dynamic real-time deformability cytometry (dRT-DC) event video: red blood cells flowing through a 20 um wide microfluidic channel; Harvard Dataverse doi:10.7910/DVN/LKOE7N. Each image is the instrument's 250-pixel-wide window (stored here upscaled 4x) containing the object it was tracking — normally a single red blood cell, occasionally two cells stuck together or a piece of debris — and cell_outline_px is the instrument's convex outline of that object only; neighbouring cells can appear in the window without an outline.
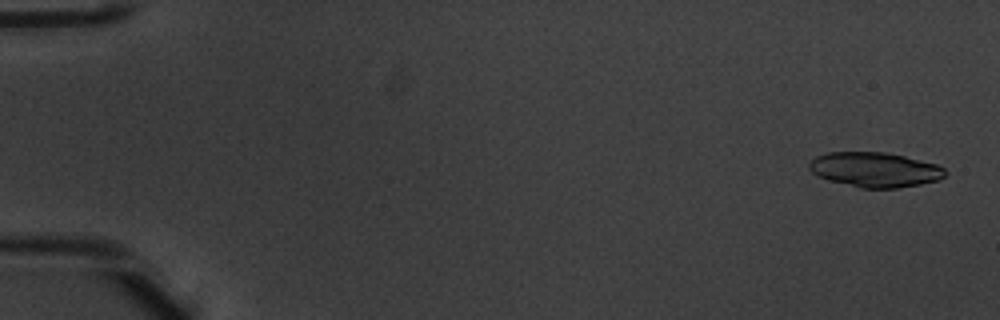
{"species": "common noctule bat (a hibernating species)", "species_latin": "Nyctalus noctula", "temperature_condition": "warm", "stored_images_in_passage": 51, "camera_frame_rate_fps": 3000, "um_per_image_px": 0.085, "animal": {"sex": "male", "body_mass_g": 20.1, "forearm_length_mm": 53.5}, "frame": {"image": 1, "passage_image": 2, "time_ms": 0.333, "image_size_px": [1000, 320], "cell_outline_px": [[948, 172], [940, 180], [920, 184], [896, 188], [860, 188], [828, 180], [812, 172], [808, 168], [808, 164], [816, 156], [828, 152], [884, 152], [904, 156], [936, 164], [944, 168]], "centroid_in_image_um": [74.37, 14.42], "position_along_channel_um": 10.6, "area_um2": 27.57}}
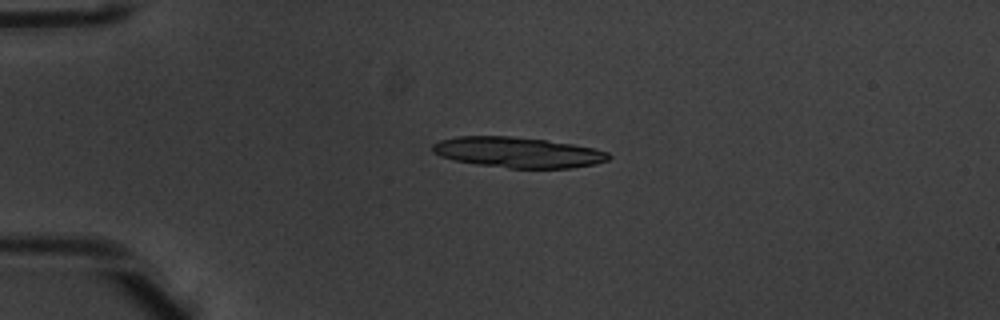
{"frame": {"image": 2, "passage_image": 13, "time_ms": 4.0, "image_size_px": [1000, 320], "cell_outline_px": [[612, 156], [608, 160], [596, 164], [572, 168], [508, 168], [476, 164], [456, 160], [440, 156], [432, 152], [432, 144], [440, 140], [460, 136], [508, 136], [544, 140], [572, 144], [592, 148], [608, 152]], "centroid_in_image_um": [44.02, 12.96], "position_along_channel_um": 41.0, "area_um2": 31.21}, "authors_computed_cell_mechanics": {"area_um2": 27.2816, "velocity_mm_per_s": 3.9789, "shape_relaxation_time_tau1_ms": 3.7221, "shape_relaxation_time_tau2_ms": 2.1738, "deformation_change_tau1": 0.1725, "deformation_change_tau2": 0.0834}}